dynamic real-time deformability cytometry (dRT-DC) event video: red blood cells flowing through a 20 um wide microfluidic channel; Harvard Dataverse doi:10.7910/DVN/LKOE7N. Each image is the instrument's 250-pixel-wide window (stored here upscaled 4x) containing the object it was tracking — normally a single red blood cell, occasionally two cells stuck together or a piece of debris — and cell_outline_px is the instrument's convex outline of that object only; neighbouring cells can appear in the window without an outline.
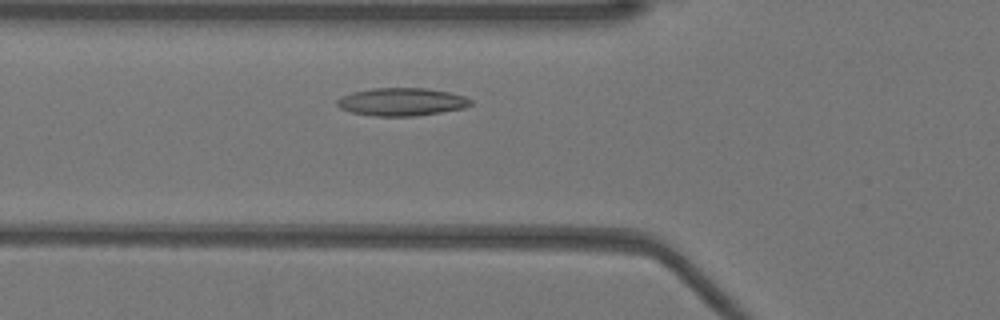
{"species": "Egyptian fruit bat (a non-hibernating species)", "species_latin": "Rousettus aegyptiacus", "temperature_condition": "warm", "stored_images_in_passage": 33, "camera_frame_rate_fps": 3000, "um_per_image_px": 0.085, "animal": {"sex": "female"}, "frame": {"image": 1, "passage_image": 8, "time_ms": 2.333, "image_size_px": [1000, 320], "cell_outline_px": [[472, 104], [464, 108], [416, 116], [372, 116], [352, 112], [340, 108], [336, 104], [336, 100], [340, 96], [352, 92], [372, 88], [428, 88], [448, 92], [464, 96], [472, 100]], "centroid_in_image_um": [34.12, 8.65], "position_along_channel_um": 91.7, "area_um2": 21.79}}
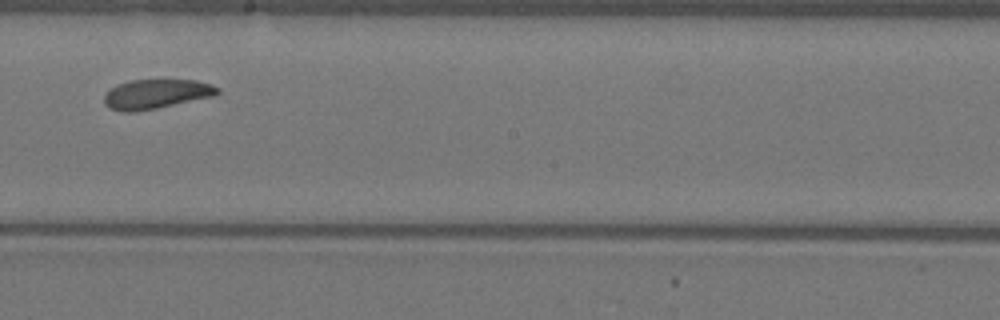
{"frame": {"image": 2, "passage_image": 19, "time_ms": 6.0, "image_size_px": [1000, 320], "cell_outline_px": [[220, 92], [216, 96], [156, 108], [132, 112], [124, 112], [108, 108], [104, 104], [104, 96], [116, 84], [132, 80], [196, 80], [212, 84], [220, 88]], "centroid_in_image_um": [13.3, 7.99], "position_along_channel_um": 234.9, "area_um2": 19.54}}
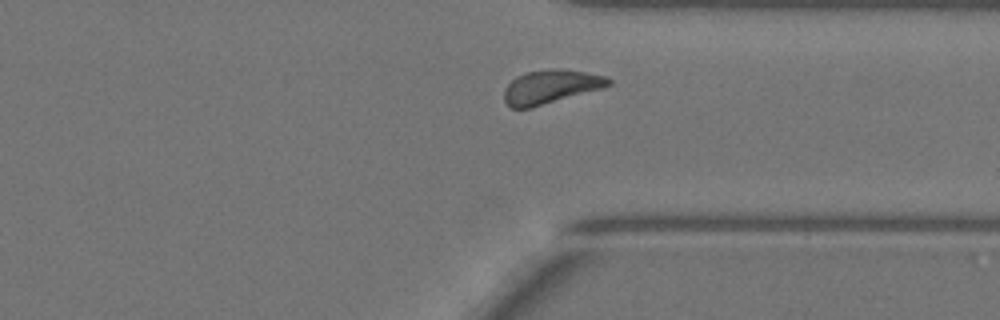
{"frame": {"image": 3, "passage_image": 29, "time_ms": 9.333, "image_size_px": [1000, 320], "cell_outline_px": [[612, 84], [604, 88], [532, 108], [512, 108], [504, 100], [504, 88], [516, 76], [524, 72], [552, 68], [556, 68], [584, 72], [604, 76], [612, 80]], "centroid_in_image_um": [46.81, 7.38], "position_along_channel_um": 364.6, "area_um2": 20.69}, "authors_computed_cell_mechanics": {"area_um2": 20.1722, "velocity_mm_per_s": 3.9041, "shape_relaxation_time_tau1_ms": 3.7202, "shape_relaxation_time_tau2_ms": 3.0557, "deformation_change_tau1": 0.081, "deformation_change_tau2": 0.0851}}